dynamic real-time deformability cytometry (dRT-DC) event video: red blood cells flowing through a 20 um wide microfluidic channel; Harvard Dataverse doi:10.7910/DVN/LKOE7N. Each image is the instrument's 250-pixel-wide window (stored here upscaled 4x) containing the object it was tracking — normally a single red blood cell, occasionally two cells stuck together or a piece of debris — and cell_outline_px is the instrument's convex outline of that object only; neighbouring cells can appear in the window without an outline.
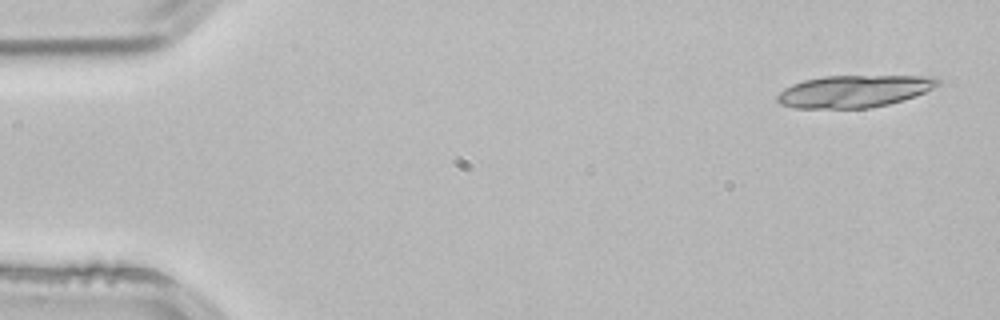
{"species": "common noctule bat (a hibernating species)", "species_latin": "Nyctalus noctula", "temperature_condition": "room temperature", "stored_images_in_passage": 4, "camera_frame_rate_fps": 3000, "um_per_image_px": 0.085, "animal": {"sex": "male", "body_mass_g": 21.5, "forearm_length_mm": 52.0}, "frame": {"image": 1, "passage_image": 1, "time_ms": 0.0, "image_size_px": [1000, 320], "cell_outline_px": [[944, 80], [940, 84], [924, 92], [904, 100], [872, 108], [792, 108], [780, 104], [776, 100], [776, 96], [784, 88], [792, 84], [804, 80], [824, 76], [936, 76]], "centroid_in_image_um": [72.61, 7.75], "position_along_channel_um": 12.4, "area_um2": 30.35}}